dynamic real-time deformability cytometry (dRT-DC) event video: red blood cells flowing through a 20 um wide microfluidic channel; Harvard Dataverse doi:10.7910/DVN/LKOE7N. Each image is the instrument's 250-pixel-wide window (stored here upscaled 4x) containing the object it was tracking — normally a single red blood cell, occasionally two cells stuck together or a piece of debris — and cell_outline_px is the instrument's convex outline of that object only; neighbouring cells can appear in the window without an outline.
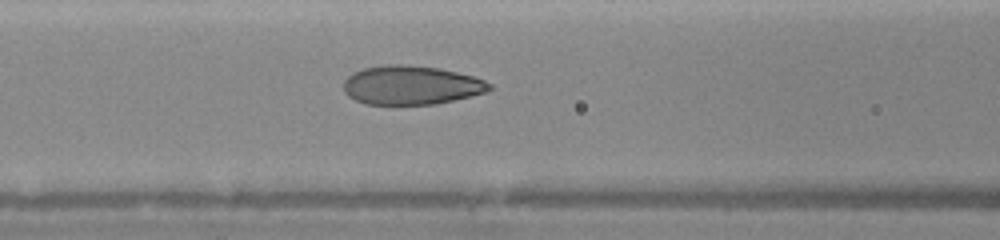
{"species": "human", "species_latin": "Homo sapiens", "temperature_condition": "warm", "stored_images_in_passage": 4, "camera_frame_rate_fps": 3000, "um_per_image_px": 0.085, "donor": {"sex": "female"}, "frame": {"image": 1, "passage_image": 4, "time_ms": 2.0, "image_size_px": [1000, 240], "cell_outline_px": [[492, 88], [484, 92], [472, 96], [436, 104], [368, 104], [356, 100], [348, 96], [344, 92], [344, 80], [352, 72], [364, 68], [388, 64], [400, 64], [440, 68], [472, 76], [484, 80], [492, 84]], "centroid_in_image_um": [34.94, 7.23], "position_along_channel_um": 131.7, "area_um2": 33.0}}